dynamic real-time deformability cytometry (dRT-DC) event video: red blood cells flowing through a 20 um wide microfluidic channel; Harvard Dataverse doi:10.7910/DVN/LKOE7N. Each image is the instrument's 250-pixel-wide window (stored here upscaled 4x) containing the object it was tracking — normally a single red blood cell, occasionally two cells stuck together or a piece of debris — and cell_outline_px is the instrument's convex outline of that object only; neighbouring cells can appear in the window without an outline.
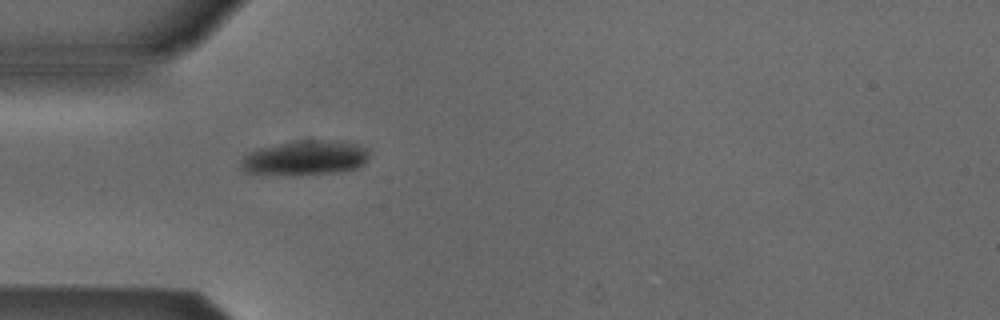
{"species": "Egyptian fruit bat (a non-hibernating species)", "species_latin": "Rousettus aegyptiacus", "temperature_condition": "cold", "stored_images_in_passage": 1, "camera_frame_rate_fps": 3000, "um_per_image_px": 0.085, "animal": {"sex": "male"}, "frame": {"image": 1, "passage_image": 1, "time_ms": 0.0, "image_size_px": [1000, 320], "cell_outline_px": [[368, 160], [364, 164], [356, 168], [336, 172], [292, 176], [248, 172], [240, 164], [240, 160], [244, 156], [260, 148], [276, 144], [296, 140], [340, 140], [356, 144], [368, 148]], "centroid_in_image_um": [25.98, 13.42], "position_along_channel_um": 59.0, "area_um2": 26.07}}